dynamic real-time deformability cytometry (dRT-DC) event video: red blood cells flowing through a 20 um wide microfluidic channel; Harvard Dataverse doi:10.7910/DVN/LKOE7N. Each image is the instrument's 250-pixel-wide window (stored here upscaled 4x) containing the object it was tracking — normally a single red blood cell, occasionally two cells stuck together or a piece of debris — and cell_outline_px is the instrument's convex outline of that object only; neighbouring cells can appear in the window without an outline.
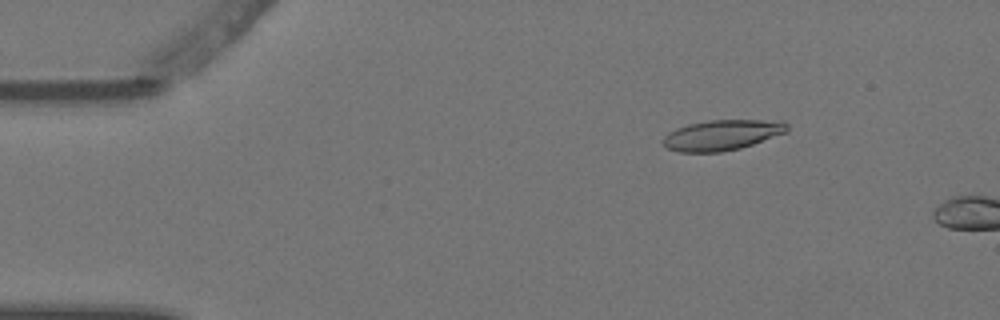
{"species": "Egyptian fruit bat (a non-hibernating species)", "species_latin": "Rousettus aegyptiacus", "temperature_condition": "warm", "stored_images_in_passage": 4, "camera_frame_rate_fps": 3000, "um_per_image_px": 0.085, "animal": {"sex": "female"}, "frame": {"image": 1, "passage_image": 3, "time_ms": 0.667, "image_size_px": [1000, 320], "cell_outline_px": [[788, 132], [740, 148], [720, 152], [680, 152], [668, 148], [660, 140], [668, 132], [676, 128], [688, 124], [708, 120], [784, 120], [788, 124]], "centroid_in_image_um": [61.38, 11.47], "position_along_channel_um": 23.6, "area_um2": 22.14}}